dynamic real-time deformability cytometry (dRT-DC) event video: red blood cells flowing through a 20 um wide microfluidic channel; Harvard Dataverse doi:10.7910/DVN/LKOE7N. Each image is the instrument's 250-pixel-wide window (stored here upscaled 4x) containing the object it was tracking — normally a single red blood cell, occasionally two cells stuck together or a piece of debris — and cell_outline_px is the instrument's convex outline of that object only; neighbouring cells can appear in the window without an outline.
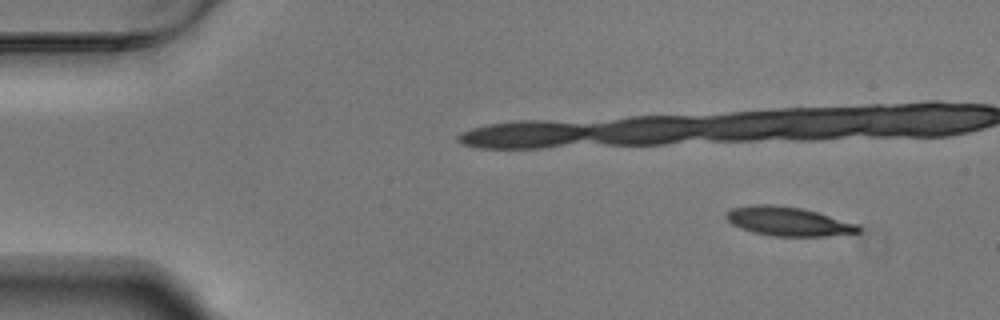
{"species": "Egyptian fruit bat (a non-hibernating species)", "species_latin": "Rousettus aegyptiacus", "temperature_condition": "warm", "stored_images_in_passage": 5, "camera_frame_rate_fps": 3000, "um_per_image_px": 0.085, "animal": {"sex": "male"}, "frame": {"image": 1, "passage_image": 1, "time_ms": 0.0, "image_size_px": [1000, 320], "cell_outline_px": [[860, 232], [824, 236], [772, 236], [756, 232], [732, 224], [724, 216], [732, 208], [752, 204], [772, 204], [804, 208], [860, 224]], "centroid_in_image_um": [67.04, 18.8], "position_along_channel_um": 18.0, "area_um2": 22.31}}